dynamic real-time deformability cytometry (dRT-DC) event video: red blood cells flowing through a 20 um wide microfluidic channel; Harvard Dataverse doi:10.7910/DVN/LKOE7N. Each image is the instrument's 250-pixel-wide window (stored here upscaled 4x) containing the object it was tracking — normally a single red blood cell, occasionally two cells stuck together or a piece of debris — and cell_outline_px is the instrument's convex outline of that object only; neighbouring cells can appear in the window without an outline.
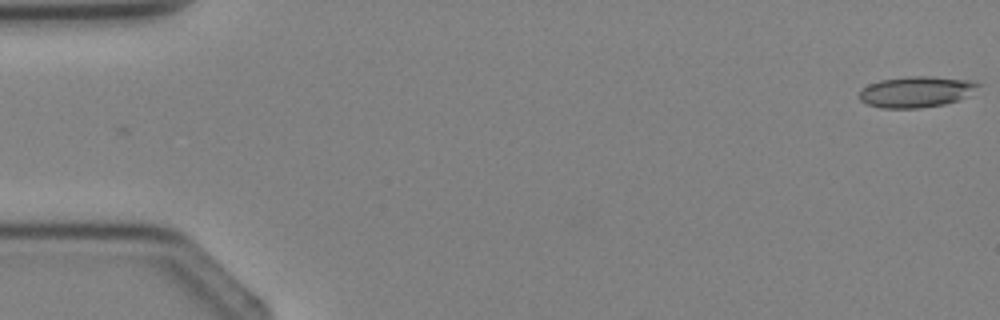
{"species": "Egyptian fruit bat (a non-hibernating species)", "species_latin": "Rousettus aegyptiacus", "temperature_condition": "cold", "stored_images_in_passage": 5, "camera_frame_rate_fps": 3000, "um_per_image_px": 0.085, "animal": {"sex": "female"}, "frame": {"image": 1, "passage_image": 1, "time_ms": 0.0, "image_size_px": [1000, 320], "cell_outline_px": [[980, 84], [960, 100], [944, 104], [920, 108], [880, 108], [868, 104], [860, 100], [856, 96], [860, 88], [868, 84], [880, 80], [908, 76], [932, 76], [976, 80]], "centroid_in_image_um": [77.82, 7.79], "position_along_channel_um": 7.2, "area_um2": 21.73}}
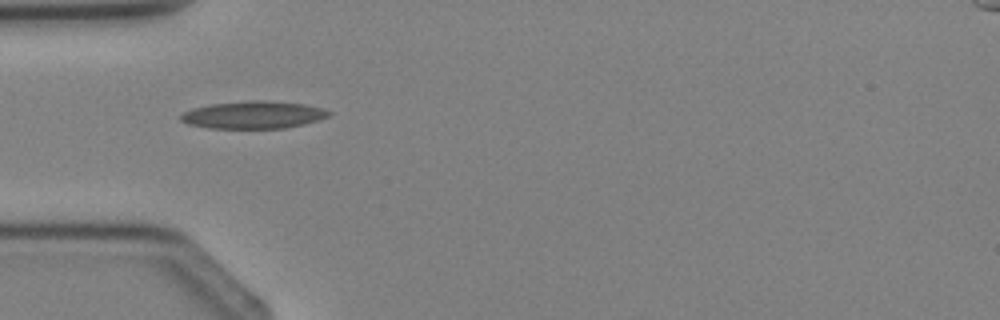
{"frame": {"image": 2, "passage_image": 4, "time_ms": 3.667, "image_size_px": [1000, 320], "cell_outline_px": [[332, 112], [328, 116], [304, 124], [284, 128], [208, 128], [188, 124], [180, 120], [180, 116], [184, 112], [192, 108], [212, 104], [256, 100], [264, 100], [304, 104], [320, 108]], "centroid_in_image_um": [21.51, 9.77], "position_along_channel_um": 63.5, "area_um2": 23.41}}
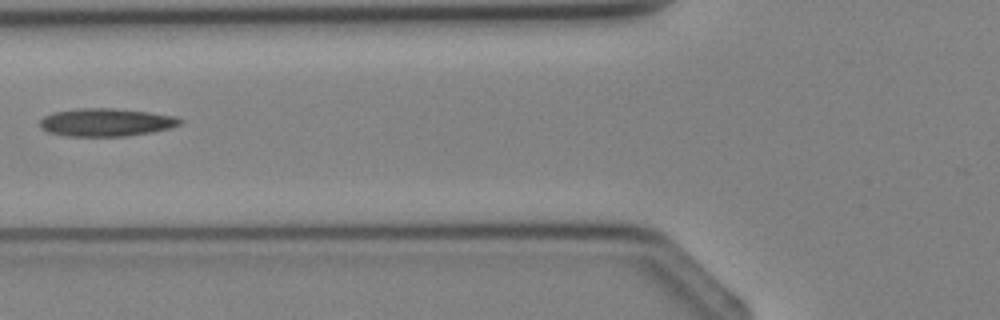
{"frame": {"image": 3, "passage_image": 5, "time_ms": 4.667, "image_size_px": [1000, 320], "cell_outline_px": [[184, 120], [180, 124], [168, 128], [152, 132], [124, 136], [64, 136], [48, 132], [40, 128], [40, 120], [44, 116], [52, 112], [76, 108], [116, 108], [148, 112], [176, 116]], "centroid_in_image_um": [8.98, 10.39], "position_along_channel_um": 116.8, "area_um2": 22.95}}